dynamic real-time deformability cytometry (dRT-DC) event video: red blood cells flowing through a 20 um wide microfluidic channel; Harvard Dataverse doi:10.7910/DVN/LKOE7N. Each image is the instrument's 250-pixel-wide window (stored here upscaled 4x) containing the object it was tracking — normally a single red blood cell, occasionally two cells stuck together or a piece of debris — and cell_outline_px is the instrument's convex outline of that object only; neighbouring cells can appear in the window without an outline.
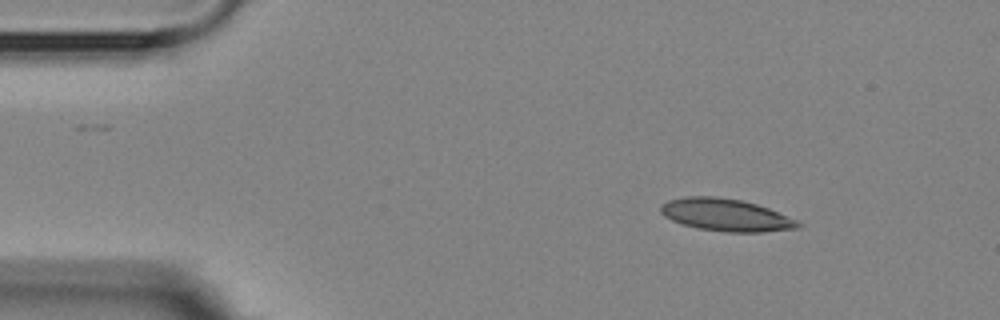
{"species": "Egyptian fruit bat (a non-hibernating species)", "species_latin": "Rousettus aegyptiacus", "temperature_condition": "room temperature", "stored_images_in_passage": 13, "camera_frame_rate_fps": 3000, "um_per_image_px": 0.085, "animal": {"sex": "female"}, "frame": {"image": 1, "passage_image": 1, "time_ms": 0.0, "image_size_px": [1000, 320], "cell_outline_px": [[804, 224], [800, 228], [764, 232], [728, 232], [696, 228], [680, 224], [664, 216], [660, 212], [660, 204], [668, 200], [688, 196], [716, 196], [740, 200], [756, 204], [768, 208], [800, 220]], "centroid_in_image_um": [61.73, 18.28], "position_along_channel_um": 23.3, "area_um2": 26.24}}
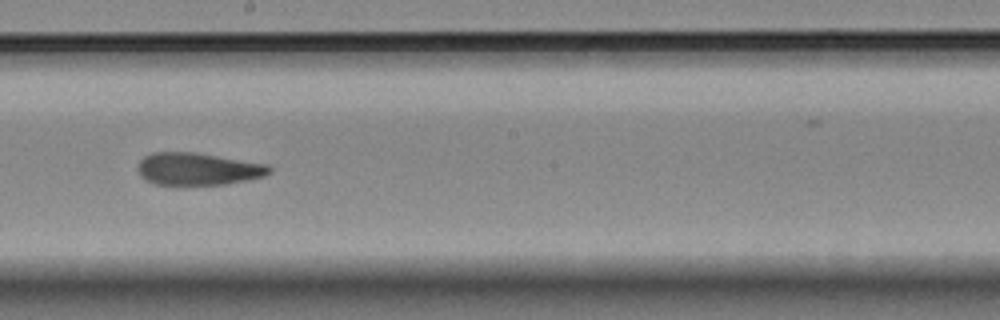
{"frame": {"image": 2, "passage_image": 7, "time_ms": 7.667, "image_size_px": [1000, 320], "cell_outline_px": [[272, 172], [264, 176], [248, 180], [228, 184], [180, 188], [156, 184], [140, 176], [140, 160], [144, 156], [152, 152], [196, 152], [268, 164], [272, 168]], "centroid_in_image_um": [16.85, 14.4], "position_along_channel_um": 231.3, "area_um2": 25.72}}
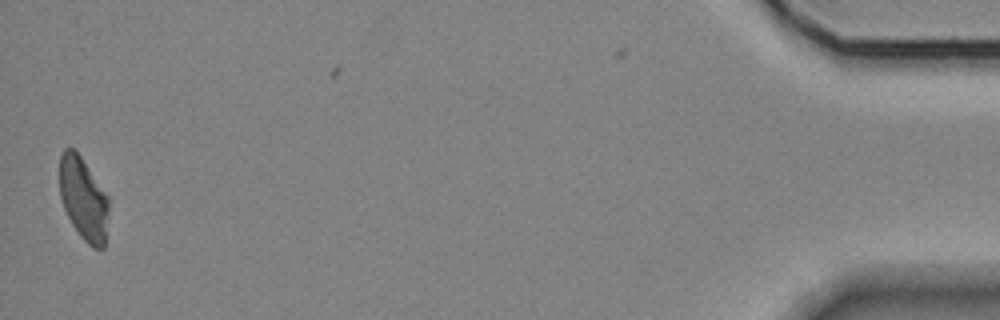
{"frame": {"image": 3, "passage_image": 13, "time_ms": 15.667, "image_size_px": [1000, 320], "cell_outline_px": [[108, 212], [104, 248], [92, 248], [80, 236], [72, 224], [64, 208], [60, 196], [60, 156], [64, 148], [76, 148], [108, 196]], "centroid_in_image_um": [7.09, 16.87], "position_along_channel_um": 428.1, "area_um2": 23.76}, "authors_computed_cell_mechanics": {"area_um2": 25.5476, "velocity_mm_per_s": 3.6068, "shape_relaxation_time_tau1_ms": 4.1376, "shape_relaxation_time_tau2_ms": 3.1409, "deformation_change_tau1": 0.1247, "deformation_change_tau2": 0.0816}}